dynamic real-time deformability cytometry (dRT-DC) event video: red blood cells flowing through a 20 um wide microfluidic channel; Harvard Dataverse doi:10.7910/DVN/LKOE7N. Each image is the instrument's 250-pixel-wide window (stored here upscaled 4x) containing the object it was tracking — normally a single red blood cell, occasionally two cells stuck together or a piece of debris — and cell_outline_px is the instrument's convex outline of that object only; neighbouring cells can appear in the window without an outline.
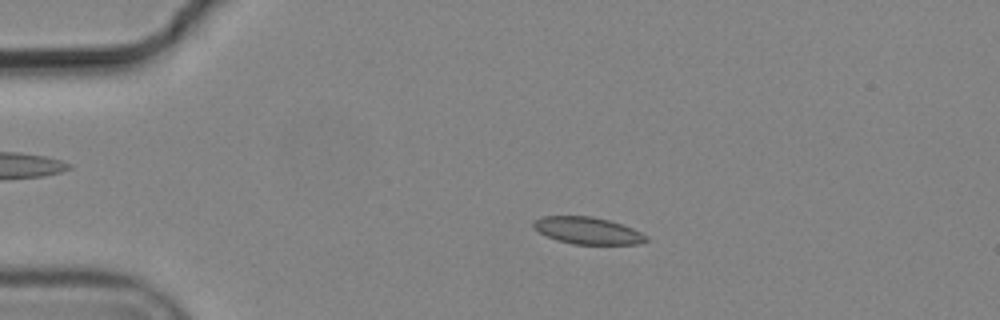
{"species": "common noctule bat (a hibernating species)", "species_latin": "Nyctalus noctula", "temperature_condition": "cold", "stored_images_in_passage": 6, "camera_frame_rate_fps": 3000, "um_per_image_px": 0.085, "animal": {"sex": "male", "body_mass_g": 19.2, "forearm_length_mm": 51.8}, "frame": {"image": 1, "passage_image": 3, "time_ms": 0.667, "image_size_px": [1000, 320], "cell_outline_px": [[648, 240], [636, 244], [572, 244], [556, 240], [540, 232], [532, 224], [532, 220], [544, 216], [592, 216], [608, 220], [632, 228], [648, 236]], "centroid_in_image_um": [49.94, 19.6], "position_along_channel_um": 35.1, "area_um2": 17.57}}
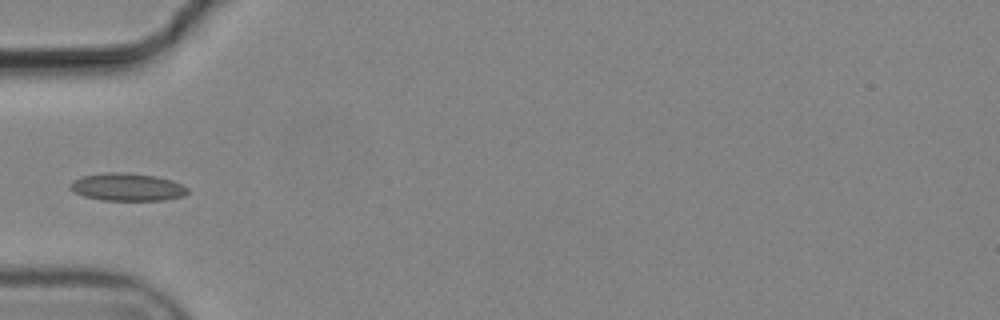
{"frame": {"image": 2, "passage_image": 5, "time_ms": 1.333, "image_size_px": [1000, 320], "cell_outline_px": [[188, 192], [184, 196], [164, 200], [100, 200], [84, 196], [72, 192], [68, 188], [68, 184], [72, 180], [80, 176], [104, 172], [124, 172], [156, 176], [172, 180], [188, 188]], "centroid_in_image_um": [10.75, 15.89], "position_along_channel_um": 74.3, "area_um2": 19.25}}
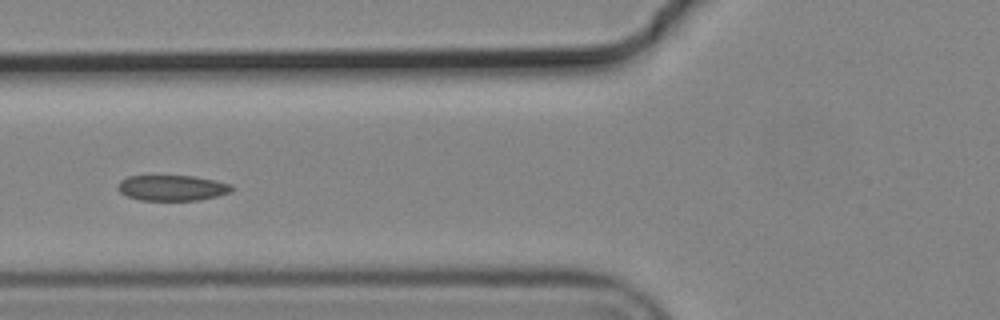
{"frame": {"image": 3, "passage_image": 6, "time_ms": 1.667, "image_size_px": [1000, 320], "cell_outline_px": [[232, 192], [216, 196], [196, 200], [140, 200], [128, 196], [120, 192], [116, 188], [120, 180], [128, 176], [192, 176], [216, 180], [232, 184]], "centroid_in_image_um": [14.63, 15.96], "position_along_channel_um": 111.2, "area_um2": 16.94}}